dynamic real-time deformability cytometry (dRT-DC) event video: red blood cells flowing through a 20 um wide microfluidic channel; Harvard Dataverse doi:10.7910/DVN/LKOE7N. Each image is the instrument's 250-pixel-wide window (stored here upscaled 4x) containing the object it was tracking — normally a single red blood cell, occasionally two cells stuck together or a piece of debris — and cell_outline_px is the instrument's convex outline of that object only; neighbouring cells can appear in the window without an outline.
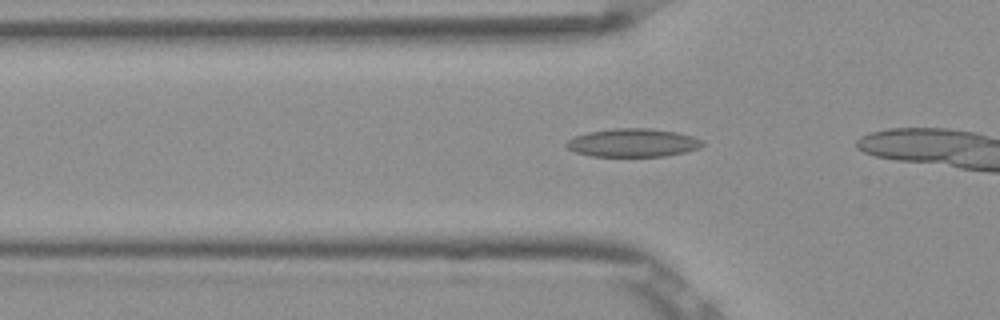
{"species": "Egyptian fruit bat (a non-hibernating species)", "species_latin": "Rousettus aegyptiacus", "temperature_condition": "room temperature", "stored_images_in_passage": 33, "camera_frame_rate_fps": 3000, "um_per_image_px": 0.085, "frame": {"image": 1, "passage_image": 9, "time_ms": 2.667, "image_size_px": [1000, 320], "cell_outline_px": [[704, 144], [700, 148], [684, 152], [664, 156], [592, 156], [576, 152], [568, 148], [564, 144], [572, 136], [588, 132], [612, 128], [652, 128], [676, 132], [692, 136], [700, 140]], "centroid_in_image_um": [53.77, 12.12], "position_along_channel_um": 72.0, "area_um2": 22.43}}
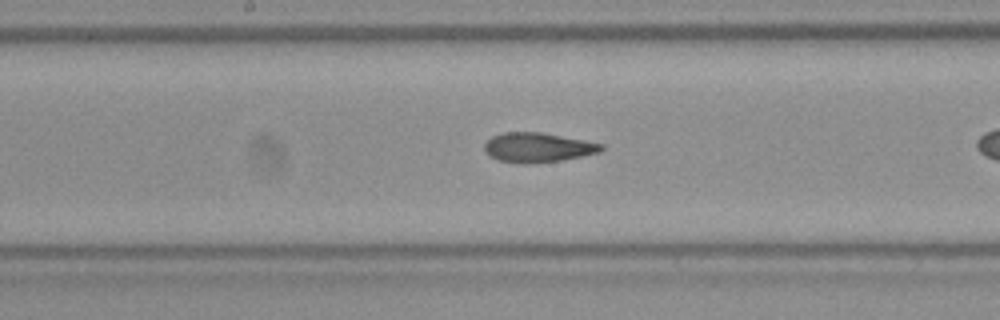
{"frame": {"image": 2, "passage_image": 19, "time_ms": 6.0, "image_size_px": [1000, 320], "cell_outline_px": [[604, 148], [600, 152], [560, 160], [528, 164], [496, 160], [488, 156], [484, 152], [484, 144], [492, 136], [504, 132], [544, 132], [604, 144]], "centroid_in_image_um": [45.68, 12.53], "position_along_channel_um": 202.5, "area_um2": 20.23}}
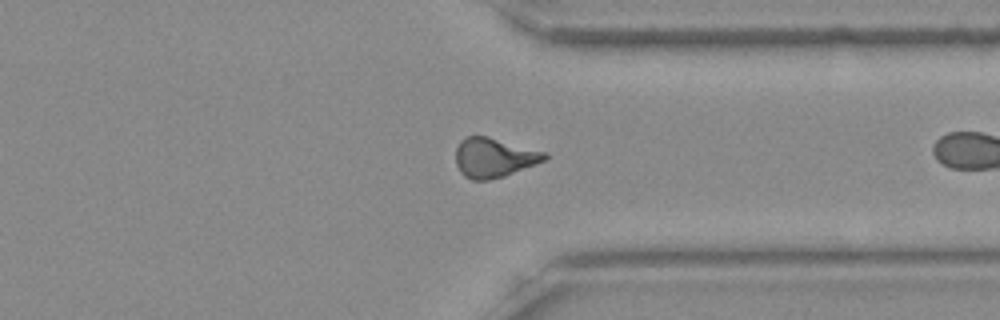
{"frame": {"image": 3, "passage_image": 32, "time_ms": 10.333, "image_size_px": [1000, 320], "cell_outline_px": [[548, 160], [504, 176], [488, 180], [472, 180], [464, 176], [460, 172], [456, 164], [456, 148], [460, 140], [464, 136], [488, 136], [548, 152]], "centroid_in_image_um": [42.01, 13.39], "position_along_channel_um": 369.4, "area_um2": 20.81}}